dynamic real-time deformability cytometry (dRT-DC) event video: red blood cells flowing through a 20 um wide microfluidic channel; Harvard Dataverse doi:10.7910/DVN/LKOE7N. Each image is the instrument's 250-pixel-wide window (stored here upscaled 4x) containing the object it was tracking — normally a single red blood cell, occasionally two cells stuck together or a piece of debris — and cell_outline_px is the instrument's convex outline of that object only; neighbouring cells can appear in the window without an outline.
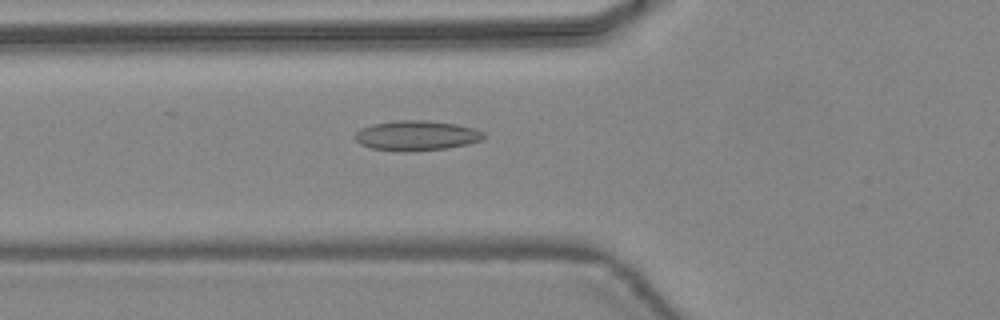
{"species": "common noctule bat (a hibernating species)", "species_latin": "Nyctalus noctula", "temperature_condition": "warm", "stored_images_in_passage": 47, "camera_frame_rate_fps": 3000, "um_per_image_px": 0.085, "animal": {"sex": "female", "body_mass_g": 24.6, "forearm_length_mm": 56.2}, "frame": {"image": 1, "passage_image": 18, "time_ms": 5.667, "image_size_px": [1000, 320], "cell_outline_px": [[484, 136], [480, 140], [468, 144], [448, 148], [372, 148], [360, 144], [356, 140], [356, 132], [360, 128], [372, 124], [400, 120], [428, 120], [456, 124], [476, 128], [484, 132]], "centroid_in_image_um": [35.45, 11.46], "position_along_channel_um": 90.3, "area_um2": 21.39}}
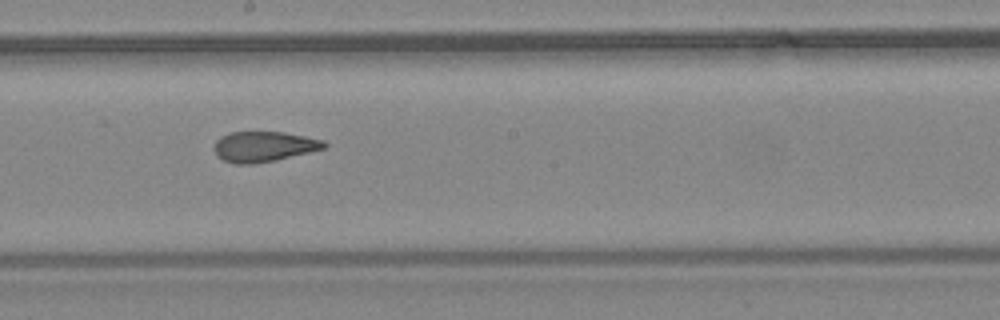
{"frame": {"image": 2, "passage_image": 27, "time_ms": 8.667, "image_size_px": [1000, 320], "cell_outline_px": [[328, 144], [324, 148], [276, 160], [252, 164], [236, 164], [224, 160], [216, 156], [212, 148], [216, 140], [220, 136], [228, 132], [284, 132], [324, 140]], "centroid_in_image_um": [22.37, 12.45], "position_along_channel_um": 225.8, "area_um2": 19.54}}
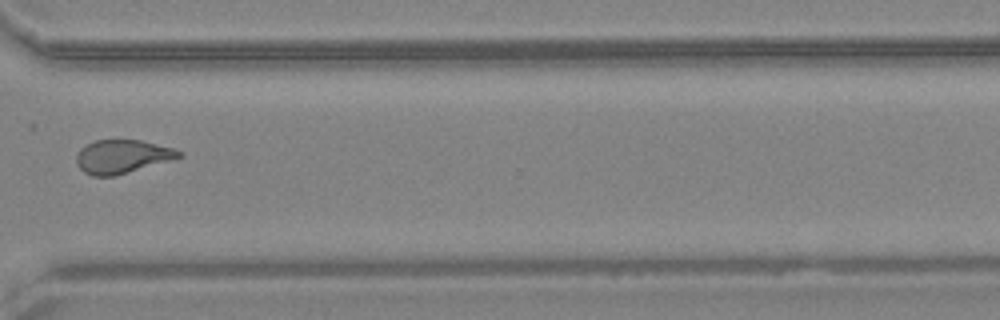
{"frame": {"image": 3, "passage_image": 36, "time_ms": 11.667, "image_size_px": [1000, 320], "cell_outline_px": [[184, 156], [116, 176], [92, 176], [84, 172], [76, 164], [76, 156], [80, 148], [96, 140], [140, 140], [172, 148], [184, 152]], "centroid_in_image_um": [10.38, 13.31], "position_along_channel_um": 360.2, "area_um2": 20.0}, "authors_computed_cell_mechanics": {"area_um2": 20.9236, "velocity_mm_per_s": 4.4928, "shape_relaxation_time_tau1_ms": 10.0771, "shape_relaxation_time_tau2_ms": 1.5526, "deformation_change_tau1": 0.2506, "deformation_change_tau2": 0.0814}}